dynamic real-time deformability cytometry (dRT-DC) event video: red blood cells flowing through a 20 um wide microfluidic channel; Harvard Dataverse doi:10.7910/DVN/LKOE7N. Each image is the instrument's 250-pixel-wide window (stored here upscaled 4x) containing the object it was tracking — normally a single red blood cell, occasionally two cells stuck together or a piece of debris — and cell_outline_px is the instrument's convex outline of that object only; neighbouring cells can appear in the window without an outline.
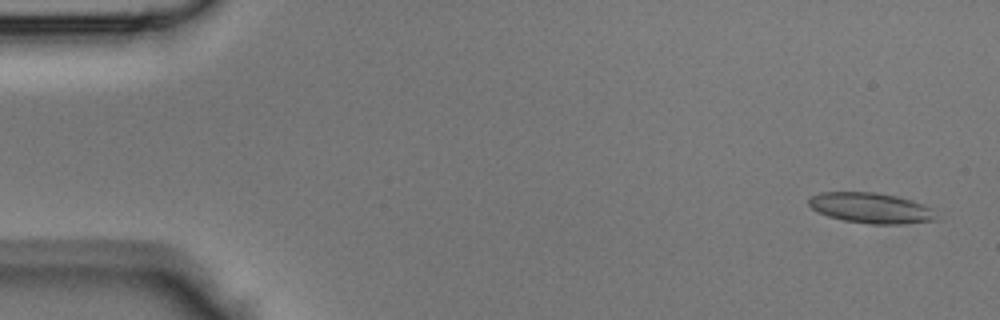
{"species": "Egyptian fruit bat (a non-hibernating species)", "species_latin": "Rousettus aegyptiacus", "temperature_condition": "room temperature", "stored_images_in_passage": 45, "segment_of_instrument_passage": [1, 2], "camera_frame_rate_fps": 3000, "um_per_image_px": 0.085, "animal": {"sex": "male"}, "frame": {"image": 1, "passage_image": 2, "time_ms": 0.333, "image_size_px": [1000, 320], "cell_outline_px": [[940, 220], [900, 224], [872, 224], [844, 220], [828, 216], [812, 208], [808, 204], [808, 200], [812, 196], [820, 192], [876, 192], [896, 196], [912, 200], [924, 204], [932, 208]], "centroid_in_image_um": [74.08, 17.68], "position_along_channel_um": 10.9, "area_um2": 22.72}}
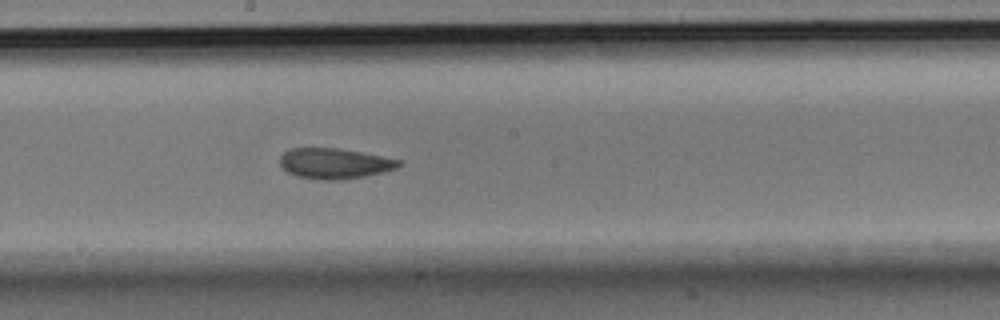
{"frame": {"image": 2, "passage_image": 24, "time_ms": 7.667, "image_size_px": [1000, 320], "cell_outline_px": [[400, 164], [396, 168], [384, 172], [364, 176], [340, 180], [324, 180], [296, 176], [288, 172], [280, 164], [280, 156], [288, 148], [340, 148], [400, 160]], "centroid_in_image_um": [28.4, 13.89], "position_along_channel_um": 219.8, "area_um2": 20.98}}
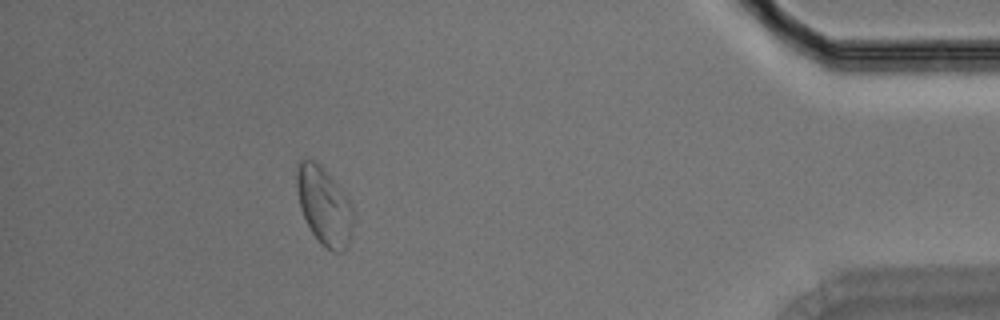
{"frame": {"image": 3, "passage_image": 40, "time_ms": 13.0, "image_size_px": [1000, 320], "cell_outline_px": [[356, 212], [348, 244], [344, 252], [332, 252], [320, 244], [312, 232], [300, 208], [296, 188], [296, 168], [300, 160], [312, 160], [320, 164], [348, 196]], "centroid_in_image_um": [27.58, 17.51], "position_along_channel_um": 407.6, "area_um2": 26.07}}